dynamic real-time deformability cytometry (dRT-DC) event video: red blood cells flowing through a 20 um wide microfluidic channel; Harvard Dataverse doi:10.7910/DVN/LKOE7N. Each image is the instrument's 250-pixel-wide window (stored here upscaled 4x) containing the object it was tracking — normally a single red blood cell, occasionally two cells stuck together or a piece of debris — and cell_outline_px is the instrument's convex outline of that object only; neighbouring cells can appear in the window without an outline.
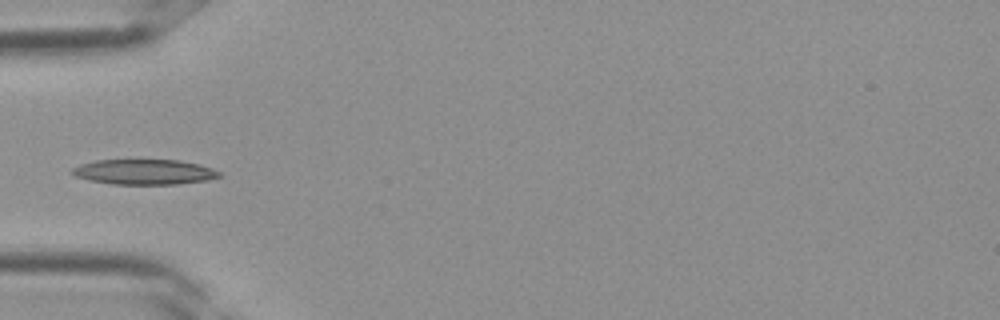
{"species": "Egyptian fruit bat (a non-hibernating species)", "species_latin": "Rousettus aegyptiacus", "temperature_condition": "room temperature", "stored_images_in_passage": 37, "camera_frame_rate_fps": 3000, "um_per_image_px": 0.085, "frame": {"image": 1, "passage_image": 12, "time_ms": 3.667, "image_size_px": [1000, 320], "cell_outline_px": [[220, 176], [208, 180], [176, 184], [112, 184], [88, 180], [76, 176], [68, 172], [72, 168], [80, 164], [96, 160], [180, 160], [200, 164], [212, 168], [220, 172]], "centroid_in_image_um": [12.24, 14.61], "position_along_channel_um": 72.8, "area_um2": 21.68}}
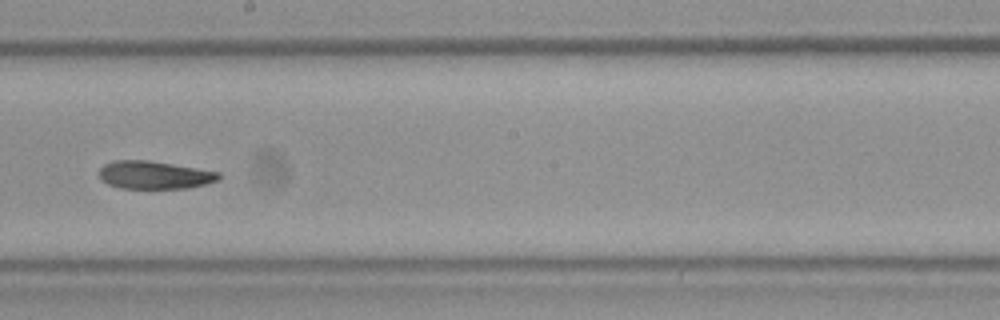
{"frame": {"image": 2, "passage_image": 21, "time_ms": 6.667, "image_size_px": [1000, 320], "cell_outline_px": [[220, 176], [216, 180], [204, 184], [188, 188], [120, 188], [108, 184], [100, 176], [100, 168], [104, 164], [112, 160], [148, 160], [220, 172]], "centroid_in_image_um": [13.1, 14.86], "position_along_channel_um": 235.1, "area_um2": 19.19}}
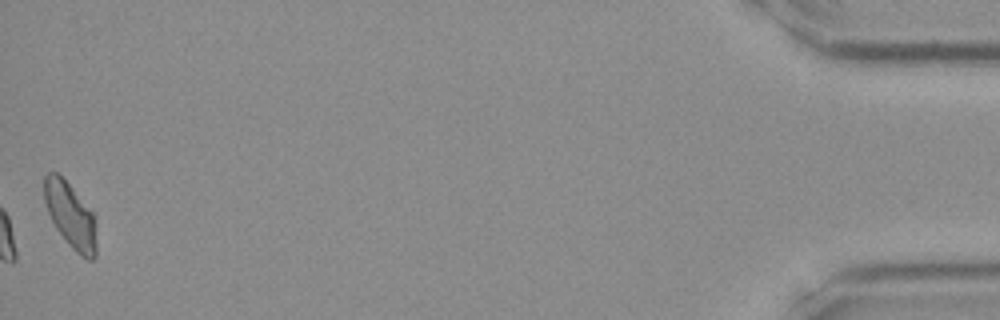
{"frame": {"image": 3, "passage_image": 37, "time_ms": 12.0, "image_size_px": [1000, 320], "cell_outline_px": [[96, 256], [92, 260], [88, 260], [80, 256], [68, 244], [56, 228], [48, 212], [44, 200], [44, 176], [48, 172], [56, 172], [72, 188], [92, 212], [96, 244]], "centroid_in_image_um": [5.97, 18.33], "position_along_channel_um": 429.2, "area_um2": 19.42}}